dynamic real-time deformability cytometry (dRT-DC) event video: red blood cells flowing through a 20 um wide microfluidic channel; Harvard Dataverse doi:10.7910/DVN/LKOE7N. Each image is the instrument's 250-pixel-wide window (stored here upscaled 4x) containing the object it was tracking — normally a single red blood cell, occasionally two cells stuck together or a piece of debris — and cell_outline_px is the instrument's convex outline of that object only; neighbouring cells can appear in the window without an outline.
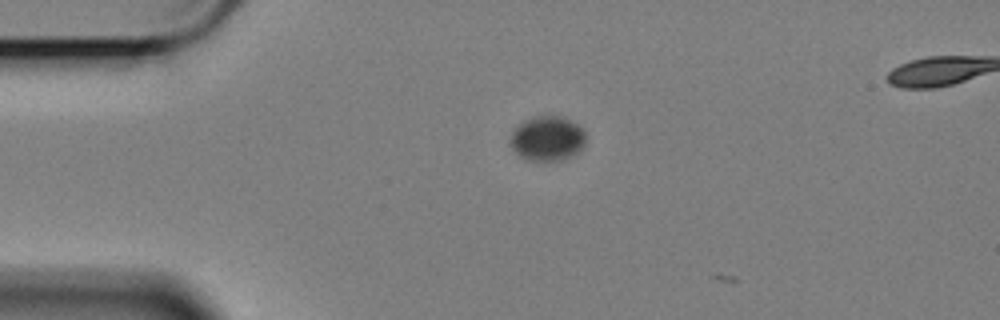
{"species": "Egyptian fruit bat (a non-hibernating species)", "species_latin": "Rousettus aegyptiacus", "temperature_condition": "cold", "stored_images_in_passage": 5, "camera_frame_rate_fps": 3000, "um_per_image_px": 0.085, "animal": {"sex": "female"}, "frame": {"image": 1, "passage_image": 4, "time_ms": 1.0, "image_size_px": [1000, 320], "cell_outline_px": [[584, 144], [576, 152], [560, 160], [528, 160], [520, 156], [512, 148], [512, 132], [524, 120], [536, 116], [560, 116], [576, 124], [584, 132]], "centroid_in_image_um": [46.5, 11.76], "position_along_channel_um": 38.5, "area_um2": 18.96}}